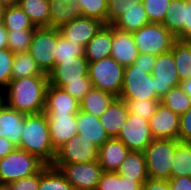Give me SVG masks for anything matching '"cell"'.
I'll return each mask as SVG.
<instances>
[{
	"mask_svg": "<svg viewBox=\"0 0 191 190\" xmlns=\"http://www.w3.org/2000/svg\"><path fill=\"white\" fill-rule=\"evenodd\" d=\"M168 181L170 190H191V177H173Z\"/></svg>",
	"mask_w": 191,
	"mask_h": 190,
	"instance_id": "49",
	"label": "cell"
},
{
	"mask_svg": "<svg viewBox=\"0 0 191 190\" xmlns=\"http://www.w3.org/2000/svg\"><path fill=\"white\" fill-rule=\"evenodd\" d=\"M18 4V0H0V5L4 8L13 7Z\"/></svg>",
	"mask_w": 191,
	"mask_h": 190,
	"instance_id": "55",
	"label": "cell"
},
{
	"mask_svg": "<svg viewBox=\"0 0 191 190\" xmlns=\"http://www.w3.org/2000/svg\"><path fill=\"white\" fill-rule=\"evenodd\" d=\"M130 150L117 138H109L99 147L98 163L103 172H116Z\"/></svg>",
	"mask_w": 191,
	"mask_h": 190,
	"instance_id": "19",
	"label": "cell"
},
{
	"mask_svg": "<svg viewBox=\"0 0 191 190\" xmlns=\"http://www.w3.org/2000/svg\"><path fill=\"white\" fill-rule=\"evenodd\" d=\"M179 140L153 139L144 150L149 178L169 180L171 164Z\"/></svg>",
	"mask_w": 191,
	"mask_h": 190,
	"instance_id": "4",
	"label": "cell"
},
{
	"mask_svg": "<svg viewBox=\"0 0 191 190\" xmlns=\"http://www.w3.org/2000/svg\"><path fill=\"white\" fill-rule=\"evenodd\" d=\"M52 146L57 151L62 145L78 134L77 113L46 114Z\"/></svg>",
	"mask_w": 191,
	"mask_h": 190,
	"instance_id": "15",
	"label": "cell"
},
{
	"mask_svg": "<svg viewBox=\"0 0 191 190\" xmlns=\"http://www.w3.org/2000/svg\"><path fill=\"white\" fill-rule=\"evenodd\" d=\"M77 56H84V47L76 41L67 40L59 32L55 51V64L61 63V60H68Z\"/></svg>",
	"mask_w": 191,
	"mask_h": 190,
	"instance_id": "36",
	"label": "cell"
},
{
	"mask_svg": "<svg viewBox=\"0 0 191 190\" xmlns=\"http://www.w3.org/2000/svg\"><path fill=\"white\" fill-rule=\"evenodd\" d=\"M112 25H104L84 47L88 62H96L111 56Z\"/></svg>",
	"mask_w": 191,
	"mask_h": 190,
	"instance_id": "25",
	"label": "cell"
},
{
	"mask_svg": "<svg viewBox=\"0 0 191 190\" xmlns=\"http://www.w3.org/2000/svg\"><path fill=\"white\" fill-rule=\"evenodd\" d=\"M16 147L9 139L0 137V159L11 153Z\"/></svg>",
	"mask_w": 191,
	"mask_h": 190,
	"instance_id": "52",
	"label": "cell"
},
{
	"mask_svg": "<svg viewBox=\"0 0 191 190\" xmlns=\"http://www.w3.org/2000/svg\"><path fill=\"white\" fill-rule=\"evenodd\" d=\"M119 99H160L155 92V77L134 64L125 66Z\"/></svg>",
	"mask_w": 191,
	"mask_h": 190,
	"instance_id": "7",
	"label": "cell"
},
{
	"mask_svg": "<svg viewBox=\"0 0 191 190\" xmlns=\"http://www.w3.org/2000/svg\"><path fill=\"white\" fill-rule=\"evenodd\" d=\"M39 183L40 170L31 176L10 182L5 187L7 190H38Z\"/></svg>",
	"mask_w": 191,
	"mask_h": 190,
	"instance_id": "42",
	"label": "cell"
},
{
	"mask_svg": "<svg viewBox=\"0 0 191 190\" xmlns=\"http://www.w3.org/2000/svg\"><path fill=\"white\" fill-rule=\"evenodd\" d=\"M111 46V56L124 67L133 64L139 55L132 33L114 26H112Z\"/></svg>",
	"mask_w": 191,
	"mask_h": 190,
	"instance_id": "18",
	"label": "cell"
},
{
	"mask_svg": "<svg viewBox=\"0 0 191 190\" xmlns=\"http://www.w3.org/2000/svg\"><path fill=\"white\" fill-rule=\"evenodd\" d=\"M80 111V101L63 88L48 84L45 99V114H68Z\"/></svg>",
	"mask_w": 191,
	"mask_h": 190,
	"instance_id": "17",
	"label": "cell"
},
{
	"mask_svg": "<svg viewBox=\"0 0 191 190\" xmlns=\"http://www.w3.org/2000/svg\"><path fill=\"white\" fill-rule=\"evenodd\" d=\"M1 89V88H0ZM2 90L0 91V110L3 108V106L6 104L5 102V94L1 93Z\"/></svg>",
	"mask_w": 191,
	"mask_h": 190,
	"instance_id": "56",
	"label": "cell"
},
{
	"mask_svg": "<svg viewBox=\"0 0 191 190\" xmlns=\"http://www.w3.org/2000/svg\"><path fill=\"white\" fill-rule=\"evenodd\" d=\"M0 190H7L5 186H0Z\"/></svg>",
	"mask_w": 191,
	"mask_h": 190,
	"instance_id": "58",
	"label": "cell"
},
{
	"mask_svg": "<svg viewBox=\"0 0 191 190\" xmlns=\"http://www.w3.org/2000/svg\"><path fill=\"white\" fill-rule=\"evenodd\" d=\"M8 32L3 26V24L0 25V49L8 48Z\"/></svg>",
	"mask_w": 191,
	"mask_h": 190,
	"instance_id": "53",
	"label": "cell"
},
{
	"mask_svg": "<svg viewBox=\"0 0 191 190\" xmlns=\"http://www.w3.org/2000/svg\"><path fill=\"white\" fill-rule=\"evenodd\" d=\"M164 106L170 108L174 113L182 115L191 108V98L178 87H172L160 101Z\"/></svg>",
	"mask_w": 191,
	"mask_h": 190,
	"instance_id": "35",
	"label": "cell"
},
{
	"mask_svg": "<svg viewBox=\"0 0 191 190\" xmlns=\"http://www.w3.org/2000/svg\"><path fill=\"white\" fill-rule=\"evenodd\" d=\"M104 25L98 19L83 16L61 26L59 32L67 40L76 41L85 47Z\"/></svg>",
	"mask_w": 191,
	"mask_h": 190,
	"instance_id": "16",
	"label": "cell"
},
{
	"mask_svg": "<svg viewBox=\"0 0 191 190\" xmlns=\"http://www.w3.org/2000/svg\"><path fill=\"white\" fill-rule=\"evenodd\" d=\"M48 84V76L11 79L4 92L6 105L24 114L44 112Z\"/></svg>",
	"mask_w": 191,
	"mask_h": 190,
	"instance_id": "1",
	"label": "cell"
},
{
	"mask_svg": "<svg viewBox=\"0 0 191 190\" xmlns=\"http://www.w3.org/2000/svg\"><path fill=\"white\" fill-rule=\"evenodd\" d=\"M50 21L49 27L59 29L72 20L83 17L78 0H48Z\"/></svg>",
	"mask_w": 191,
	"mask_h": 190,
	"instance_id": "20",
	"label": "cell"
},
{
	"mask_svg": "<svg viewBox=\"0 0 191 190\" xmlns=\"http://www.w3.org/2000/svg\"><path fill=\"white\" fill-rule=\"evenodd\" d=\"M150 23L142 1L128 0V6L123 14L112 24L117 29L134 32Z\"/></svg>",
	"mask_w": 191,
	"mask_h": 190,
	"instance_id": "24",
	"label": "cell"
},
{
	"mask_svg": "<svg viewBox=\"0 0 191 190\" xmlns=\"http://www.w3.org/2000/svg\"><path fill=\"white\" fill-rule=\"evenodd\" d=\"M134 42L140 54L158 56L172 49L176 37L161 23L150 22L132 32Z\"/></svg>",
	"mask_w": 191,
	"mask_h": 190,
	"instance_id": "6",
	"label": "cell"
},
{
	"mask_svg": "<svg viewBox=\"0 0 191 190\" xmlns=\"http://www.w3.org/2000/svg\"><path fill=\"white\" fill-rule=\"evenodd\" d=\"M142 190H170L169 181L148 178L142 185Z\"/></svg>",
	"mask_w": 191,
	"mask_h": 190,
	"instance_id": "50",
	"label": "cell"
},
{
	"mask_svg": "<svg viewBox=\"0 0 191 190\" xmlns=\"http://www.w3.org/2000/svg\"><path fill=\"white\" fill-rule=\"evenodd\" d=\"M35 30L7 31L8 48L14 53L28 52Z\"/></svg>",
	"mask_w": 191,
	"mask_h": 190,
	"instance_id": "38",
	"label": "cell"
},
{
	"mask_svg": "<svg viewBox=\"0 0 191 190\" xmlns=\"http://www.w3.org/2000/svg\"><path fill=\"white\" fill-rule=\"evenodd\" d=\"M96 190H120V176L117 172H103Z\"/></svg>",
	"mask_w": 191,
	"mask_h": 190,
	"instance_id": "45",
	"label": "cell"
},
{
	"mask_svg": "<svg viewBox=\"0 0 191 190\" xmlns=\"http://www.w3.org/2000/svg\"><path fill=\"white\" fill-rule=\"evenodd\" d=\"M157 56L152 54H140L134 61L135 66H139L142 69H146V72L150 73L153 71V67L155 64Z\"/></svg>",
	"mask_w": 191,
	"mask_h": 190,
	"instance_id": "48",
	"label": "cell"
},
{
	"mask_svg": "<svg viewBox=\"0 0 191 190\" xmlns=\"http://www.w3.org/2000/svg\"><path fill=\"white\" fill-rule=\"evenodd\" d=\"M191 177V143L179 141L171 164V178Z\"/></svg>",
	"mask_w": 191,
	"mask_h": 190,
	"instance_id": "32",
	"label": "cell"
},
{
	"mask_svg": "<svg viewBox=\"0 0 191 190\" xmlns=\"http://www.w3.org/2000/svg\"><path fill=\"white\" fill-rule=\"evenodd\" d=\"M98 151L97 145L77 134L56 151L52 164L94 162L98 160Z\"/></svg>",
	"mask_w": 191,
	"mask_h": 190,
	"instance_id": "10",
	"label": "cell"
},
{
	"mask_svg": "<svg viewBox=\"0 0 191 190\" xmlns=\"http://www.w3.org/2000/svg\"><path fill=\"white\" fill-rule=\"evenodd\" d=\"M89 62L85 56L61 60L48 73L49 84L62 88L67 82L91 81L88 75Z\"/></svg>",
	"mask_w": 191,
	"mask_h": 190,
	"instance_id": "12",
	"label": "cell"
},
{
	"mask_svg": "<svg viewBox=\"0 0 191 190\" xmlns=\"http://www.w3.org/2000/svg\"><path fill=\"white\" fill-rule=\"evenodd\" d=\"M151 75L155 77V92L161 99L172 87L180 86L172 50L157 56Z\"/></svg>",
	"mask_w": 191,
	"mask_h": 190,
	"instance_id": "13",
	"label": "cell"
},
{
	"mask_svg": "<svg viewBox=\"0 0 191 190\" xmlns=\"http://www.w3.org/2000/svg\"><path fill=\"white\" fill-rule=\"evenodd\" d=\"M171 0H142L149 22L162 23Z\"/></svg>",
	"mask_w": 191,
	"mask_h": 190,
	"instance_id": "40",
	"label": "cell"
},
{
	"mask_svg": "<svg viewBox=\"0 0 191 190\" xmlns=\"http://www.w3.org/2000/svg\"><path fill=\"white\" fill-rule=\"evenodd\" d=\"M76 124L78 134H81L82 138L90 140L98 147L109 139L98 116L80 110L77 113Z\"/></svg>",
	"mask_w": 191,
	"mask_h": 190,
	"instance_id": "23",
	"label": "cell"
},
{
	"mask_svg": "<svg viewBox=\"0 0 191 190\" xmlns=\"http://www.w3.org/2000/svg\"><path fill=\"white\" fill-rule=\"evenodd\" d=\"M4 11L5 8L0 5V25L3 23Z\"/></svg>",
	"mask_w": 191,
	"mask_h": 190,
	"instance_id": "57",
	"label": "cell"
},
{
	"mask_svg": "<svg viewBox=\"0 0 191 190\" xmlns=\"http://www.w3.org/2000/svg\"><path fill=\"white\" fill-rule=\"evenodd\" d=\"M45 164L36 156L16 147L11 153L0 159V186L31 176Z\"/></svg>",
	"mask_w": 191,
	"mask_h": 190,
	"instance_id": "3",
	"label": "cell"
},
{
	"mask_svg": "<svg viewBox=\"0 0 191 190\" xmlns=\"http://www.w3.org/2000/svg\"><path fill=\"white\" fill-rule=\"evenodd\" d=\"M146 181H134L127 177L120 176V190H142V185Z\"/></svg>",
	"mask_w": 191,
	"mask_h": 190,
	"instance_id": "51",
	"label": "cell"
},
{
	"mask_svg": "<svg viewBox=\"0 0 191 190\" xmlns=\"http://www.w3.org/2000/svg\"><path fill=\"white\" fill-rule=\"evenodd\" d=\"M149 126L153 139L178 140L180 115L160 103L149 120Z\"/></svg>",
	"mask_w": 191,
	"mask_h": 190,
	"instance_id": "14",
	"label": "cell"
},
{
	"mask_svg": "<svg viewBox=\"0 0 191 190\" xmlns=\"http://www.w3.org/2000/svg\"><path fill=\"white\" fill-rule=\"evenodd\" d=\"M58 168L74 190H96L103 173L98 161L73 164H52Z\"/></svg>",
	"mask_w": 191,
	"mask_h": 190,
	"instance_id": "9",
	"label": "cell"
},
{
	"mask_svg": "<svg viewBox=\"0 0 191 190\" xmlns=\"http://www.w3.org/2000/svg\"><path fill=\"white\" fill-rule=\"evenodd\" d=\"M184 27L175 36L177 40H191V0H186Z\"/></svg>",
	"mask_w": 191,
	"mask_h": 190,
	"instance_id": "47",
	"label": "cell"
},
{
	"mask_svg": "<svg viewBox=\"0 0 191 190\" xmlns=\"http://www.w3.org/2000/svg\"><path fill=\"white\" fill-rule=\"evenodd\" d=\"M18 148L36 156L45 165H52L56 151L52 146L47 115L44 112L25 114L24 128Z\"/></svg>",
	"mask_w": 191,
	"mask_h": 190,
	"instance_id": "2",
	"label": "cell"
},
{
	"mask_svg": "<svg viewBox=\"0 0 191 190\" xmlns=\"http://www.w3.org/2000/svg\"><path fill=\"white\" fill-rule=\"evenodd\" d=\"M186 0H171L166 10L165 18L161 23L167 30L176 36L184 27Z\"/></svg>",
	"mask_w": 191,
	"mask_h": 190,
	"instance_id": "33",
	"label": "cell"
},
{
	"mask_svg": "<svg viewBox=\"0 0 191 190\" xmlns=\"http://www.w3.org/2000/svg\"><path fill=\"white\" fill-rule=\"evenodd\" d=\"M116 98L110 92L92 88L80 100V110L100 117Z\"/></svg>",
	"mask_w": 191,
	"mask_h": 190,
	"instance_id": "27",
	"label": "cell"
},
{
	"mask_svg": "<svg viewBox=\"0 0 191 190\" xmlns=\"http://www.w3.org/2000/svg\"><path fill=\"white\" fill-rule=\"evenodd\" d=\"M12 79L29 76H48L34 61L29 52L16 53L11 68Z\"/></svg>",
	"mask_w": 191,
	"mask_h": 190,
	"instance_id": "30",
	"label": "cell"
},
{
	"mask_svg": "<svg viewBox=\"0 0 191 190\" xmlns=\"http://www.w3.org/2000/svg\"><path fill=\"white\" fill-rule=\"evenodd\" d=\"M24 120V113L5 104L0 110V137L9 139L18 147L24 128Z\"/></svg>",
	"mask_w": 191,
	"mask_h": 190,
	"instance_id": "21",
	"label": "cell"
},
{
	"mask_svg": "<svg viewBox=\"0 0 191 190\" xmlns=\"http://www.w3.org/2000/svg\"><path fill=\"white\" fill-rule=\"evenodd\" d=\"M121 100L125 101L129 113L135 114L140 118H147L148 120H150L151 116L157 111V108L161 103V99Z\"/></svg>",
	"mask_w": 191,
	"mask_h": 190,
	"instance_id": "37",
	"label": "cell"
},
{
	"mask_svg": "<svg viewBox=\"0 0 191 190\" xmlns=\"http://www.w3.org/2000/svg\"><path fill=\"white\" fill-rule=\"evenodd\" d=\"M124 68L112 56L89 62L88 75L92 88L110 92L119 97L123 85Z\"/></svg>",
	"mask_w": 191,
	"mask_h": 190,
	"instance_id": "5",
	"label": "cell"
},
{
	"mask_svg": "<svg viewBox=\"0 0 191 190\" xmlns=\"http://www.w3.org/2000/svg\"><path fill=\"white\" fill-rule=\"evenodd\" d=\"M128 6V0H109L107 2L106 25H112Z\"/></svg>",
	"mask_w": 191,
	"mask_h": 190,
	"instance_id": "43",
	"label": "cell"
},
{
	"mask_svg": "<svg viewBox=\"0 0 191 190\" xmlns=\"http://www.w3.org/2000/svg\"><path fill=\"white\" fill-rule=\"evenodd\" d=\"M180 87L191 98V78L181 81Z\"/></svg>",
	"mask_w": 191,
	"mask_h": 190,
	"instance_id": "54",
	"label": "cell"
},
{
	"mask_svg": "<svg viewBox=\"0 0 191 190\" xmlns=\"http://www.w3.org/2000/svg\"><path fill=\"white\" fill-rule=\"evenodd\" d=\"M178 140L191 143V108L180 115V128Z\"/></svg>",
	"mask_w": 191,
	"mask_h": 190,
	"instance_id": "46",
	"label": "cell"
},
{
	"mask_svg": "<svg viewBox=\"0 0 191 190\" xmlns=\"http://www.w3.org/2000/svg\"><path fill=\"white\" fill-rule=\"evenodd\" d=\"M107 0H78L86 17L98 19L106 25Z\"/></svg>",
	"mask_w": 191,
	"mask_h": 190,
	"instance_id": "39",
	"label": "cell"
},
{
	"mask_svg": "<svg viewBox=\"0 0 191 190\" xmlns=\"http://www.w3.org/2000/svg\"><path fill=\"white\" fill-rule=\"evenodd\" d=\"M38 190H74L58 168L44 165L40 169V183Z\"/></svg>",
	"mask_w": 191,
	"mask_h": 190,
	"instance_id": "31",
	"label": "cell"
},
{
	"mask_svg": "<svg viewBox=\"0 0 191 190\" xmlns=\"http://www.w3.org/2000/svg\"><path fill=\"white\" fill-rule=\"evenodd\" d=\"M15 54L9 49H0V87L7 88L12 79L11 68Z\"/></svg>",
	"mask_w": 191,
	"mask_h": 190,
	"instance_id": "41",
	"label": "cell"
},
{
	"mask_svg": "<svg viewBox=\"0 0 191 190\" xmlns=\"http://www.w3.org/2000/svg\"><path fill=\"white\" fill-rule=\"evenodd\" d=\"M2 24L7 31L36 29L28 15L18 5L5 8Z\"/></svg>",
	"mask_w": 191,
	"mask_h": 190,
	"instance_id": "34",
	"label": "cell"
},
{
	"mask_svg": "<svg viewBox=\"0 0 191 190\" xmlns=\"http://www.w3.org/2000/svg\"><path fill=\"white\" fill-rule=\"evenodd\" d=\"M171 50L180 80L191 78V40H176Z\"/></svg>",
	"mask_w": 191,
	"mask_h": 190,
	"instance_id": "29",
	"label": "cell"
},
{
	"mask_svg": "<svg viewBox=\"0 0 191 190\" xmlns=\"http://www.w3.org/2000/svg\"><path fill=\"white\" fill-rule=\"evenodd\" d=\"M58 38L59 29L52 27H36L32 35L28 52L46 74L55 66V51Z\"/></svg>",
	"mask_w": 191,
	"mask_h": 190,
	"instance_id": "8",
	"label": "cell"
},
{
	"mask_svg": "<svg viewBox=\"0 0 191 190\" xmlns=\"http://www.w3.org/2000/svg\"><path fill=\"white\" fill-rule=\"evenodd\" d=\"M17 5L28 15L35 27H49L48 0H18Z\"/></svg>",
	"mask_w": 191,
	"mask_h": 190,
	"instance_id": "28",
	"label": "cell"
},
{
	"mask_svg": "<svg viewBox=\"0 0 191 190\" xmlns=\"http://www.w3.org/2000/svg\"><path fill=\"white\" fill-rule=\"evenodd\" d=\"M116 172L134 181H146L149 176L144 152L129 151Z\"/></svg>",
	"mask_w": 191,
	"mask_h": 190,
	"instance_id": "26",
	"label": "cell"
},
{
	"mask_svg": "<svg viewBox=\"0 0 191 190\" xmlns=\"http://www.w3.org/2000/svg\"><path fill=\"white\" fill-rule=\"evenodd\" d=\"M128 108L124 100L118 97L99 117L109 138H117L128 118Z\"/></svg>",
	"mask_w": 191,
	"mask_h": 190,
	"instance_id": "22",
	"label": "cell"
},
{
	"mask_svg": "<svg viewBox=\"0 0 191 190\" xmlns=\"http://www.w3.org/2000/svg\"><path fill=\"white\" fill-rule=\"evenodd\" d=\"M130 151L144 152L152 142L149 120L128 114L127 121L117 137Z\"/></svg>",
	"mask_w": 191,
	"mask_h": 190,
	"instance_id": "11",
	"label": "cell"
},
{
	"mask_svg": "<svg viewBox=\"0 0 191 190\" xmlns=\"http://www.w3.org/2000/svg\"><path fill=\"white\" fill-rule=\"evenodd\" d=\"M62 88L80 101L92 89V83L91 81L67 82Z\"/></svg>",
	"mask_w": 191,
	"mask_h": 190,
	"instance_id": "44",
	"label": "cell"
}]
</instances>
